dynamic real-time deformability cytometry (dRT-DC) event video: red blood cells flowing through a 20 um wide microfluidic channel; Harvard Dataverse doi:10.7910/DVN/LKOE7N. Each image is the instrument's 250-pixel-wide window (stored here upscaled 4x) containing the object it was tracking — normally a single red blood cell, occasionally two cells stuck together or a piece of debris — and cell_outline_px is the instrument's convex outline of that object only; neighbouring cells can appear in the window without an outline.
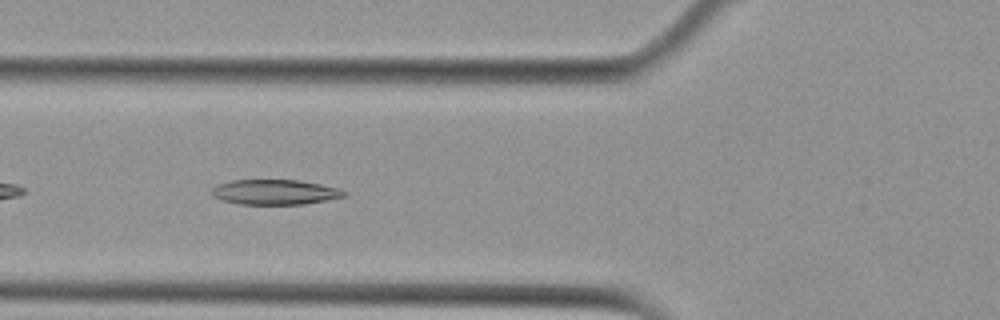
{"species": "Egyptian fruit bat (a non-hibernating species)", "species_latin": "Rousettus aegyptiacus", "temperature_condition": "cold", "stored_images_in_passage": 39, "camera_frame_rate_fps": 3000, "um_per_image_px": 0.085, "animal": {"sex": "female"}, "frame": {"image": 1, "passage_image": 5, "time_ms": 1.333, "image_size_px": [1000, 320], "cell_outline_px": [[348, 196], [304, 204], [240, 204], [224, 200], [212, 196], [208, 192], [216, 184], [232, 180], [300, 180], [340, 188], [348, 192]], "centroid_in_image_um": [23.38, 16.32], "position_along_channel_um": 102.4, "area_um2": 19.54}}
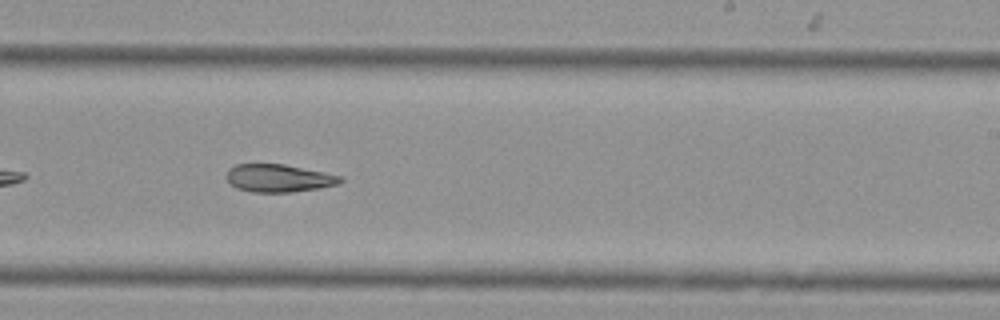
{"frame": {"image": 2, "passage_image": 18, "time_ms": 5.667, "image_size_px": [1000, 320], "cell_outline_px": [[344, 180], [340, 184], [320, 188], [288, 192], [252, 192], [236, 188], [228, 184], [228, 168], [236, 164], [284, 164], [324, 172], [340, 176]], "centroid_in_image_um": [23.69, 15.14], "position_along_channel_um": 265.3, "area_um2": 18.44}}
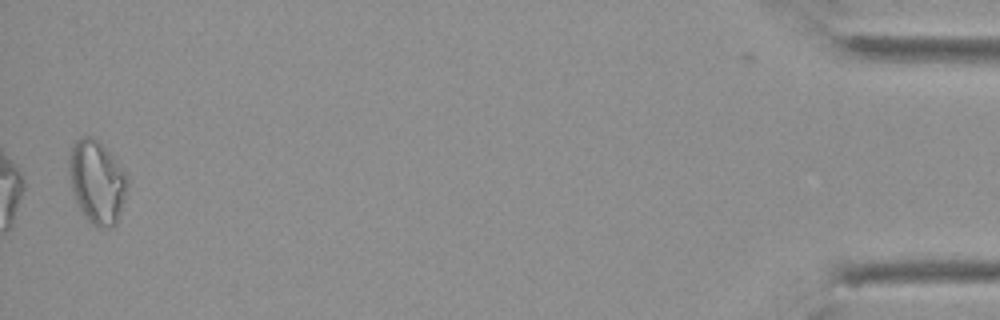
{"frame": {"image": 3, "passage_image": 38, "time_ms": 12.333, "image_size_px": [1000, 320], "cell_outline_px": [[128, 188], [116, 224], [112, 228], [96, 228], [88, 220], [80, 208], [72, 192], [68, 172], [68, 156], [72, 144], [76, 140], [84, 136], [92, 136], [100, 140], [116, 160], [124, 172], [128, 180]], "centroid_in_image_um": [8.23, 15.44], "position_along_channel_um": 427.0, "area_um2": 28.61}, "authors_computed_cell_mechanics": {"area_um2": 19.5364, "velocity_mm_per_s": 3.7726, "shape_relaxation_time_tau1_ms": null, "shape_relaxation_time_tau2_ms": 5.6968, "deformation_change_tau1": null, "deformation_change_tau2": 0.1379}}